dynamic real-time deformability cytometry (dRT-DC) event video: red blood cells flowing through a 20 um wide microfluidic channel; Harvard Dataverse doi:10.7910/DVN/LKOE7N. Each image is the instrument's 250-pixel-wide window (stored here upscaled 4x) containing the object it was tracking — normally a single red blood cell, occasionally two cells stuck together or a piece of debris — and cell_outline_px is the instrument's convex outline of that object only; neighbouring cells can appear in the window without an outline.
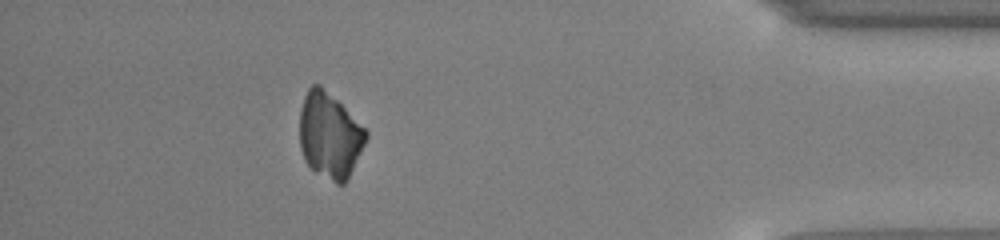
{"species": "common noctule bat (a hibernating species)", "species_latin": "Nyctalus noctula", "temperature_condition": "cold", "stored_images_in_passage": 53, "camera_frame_rate_fps": 3000, "um_per_image_px": 0.085, "animal": {"sex": "male", "body_mass_g": 13.0, "forearm_length_mm": 53.1}, "frame": {"image": 1, "passage_image": 48, "time_ms": 15.667, "image_size_px": [1000, 240], "cell_outline_px": [[368, 136], [348, 180], [344, 184], [336, 184], [316, 172], [304, 160], [300, 148], [300, 112], [304, 96], [308, 88], [312, 84], [320, 84], [368, 132]], "centroid_in_image_um": [28.01, 11.53], "position_along_channel_um": 407.2, "area_um2": 32.83}}